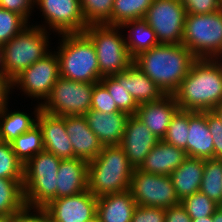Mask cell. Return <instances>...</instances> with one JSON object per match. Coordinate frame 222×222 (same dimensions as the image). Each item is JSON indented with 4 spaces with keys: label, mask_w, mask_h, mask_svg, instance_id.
<instances>
[{
    "label": "cell",
    "mask_w": 222,
    "mask_h": 222,
    "mask_svg": "<svg viewBox=\"0 0 222 222\" xmlns=\"http://www.w3.org/2000/svg\"><path fill=\"white\" fill-rule=\"evenodd\" d=\"M129 191L139 206L170 208L180 204L170 175L151 174L134 169Z\"/></svg>",
    "instance_id": "30bf717a"
},
{
    "label": "cell",
    "mask_w": 222,
    "mask_h": 222,
    "mask_svg": "<svg viewBox=\"0 0 222 222\" xmlns=\"http://www.w3.org/2000/svg\"><path fill=\"white\" fill-rule=\"evenodd\" d=\"M185 17L186 9L180 0H154L143 19L159 43L182 44Z\"/></svg>",
    "instance_id": "8fae6325"
},
{
    "label": "cell",
    "mask_w": 222,
    "mask_h": 222,
    "mask_svg": "<svg viewBox=\"0 0 222 222\" xmlns=\"http://www.w3.org/2000/svg\"><path fill=\"white\" fill-rule=\"evenodd\" d=\"M179 110L173 94H166L160 100L144 103L138 106L135 116L159 140L167 133L172 117Z\"/></svg>",
    "instance_id": "e0dca14e"
},
{
    "label": "cell",
    "mask_w": 222,
    "mask_h": 222,
    "mask_svg": "<svg viewBox=\"0 0 222 222\" xmlns=\"http://www.w3.org/2000/svg\"><path fill=\"white\" fill-rule=\"evenodd\" d=\"M196 60L182 44L160 43L135 57L133 64L165 94H173Z\"/></svg>",
    "instance_id": "7a4b0ae2"
},
{
    "label": "cell",
    "mask_w": 222,
    "mask_h": 222,
    "mask_svg": "<svg viewBox=\"0 0 222 222\" xmlns=\"http://www.w3.org/2000/svg\"><path fill=\"white\" fill-rule=\"evenodd\" d=\"M186 9V14H209L222 9L219 0H180Z\"/></svg>",
    "instance_id": "60d3db41"
},
{
    "label": "cell",
    "mask_w": 222,
    "mask_h": 222,
    "mask_svg": "<svg viewBox=\"0 0 222 222\" xmlns=\"http://www.w3.org/2000/svg\"><path fill=\"white\" fill-rule=\"evenodd\" d=\"M206 120L213 137V158L222 159V122L213 111H206Z\"/></svg>",
    "instance_id": "f35d334b"
},
{
    "label": "cell",
    "mask_w": 222,
    "mask_h": 222,
    "mask_svg": "<svg viewBox=\"0 0 222 222\" xmlns=\"http://www.w3.org/2000/svg\"><path fill=\"white\" fill-rule=\"evenodd\" d=\"M0 222H12V215L0 216Z\"/></svg>",
    "instance_id": "f907efd6"
},
{
    "label": "cell",
    "mask_w": 222,
    "mask_h": 222,
    "mask_svg": "<svg viewBox=\"0 0 222 222\" xmlns=\"http://www.w3.org/2000/svg\"><path fill=\"white\" fill-rule=\"evenodd\" d=\"M50 222H86L97 213V197L89 190L54 199L43 207Z\"/></svg>",
    "instance_id": "5bb4252c"
},
{
    "label": "cell",
    "mask_w": 222,
    "mask_h": 222,
    "mask_svg": "<svg viewBox=\"0 0 222 222\" xmlns=\"http://www.w3.org/2000/svg\"><path fill=\"white\" fill-rule=\"evenodd\" d=\"M48 30L62 34L83 33L88 26L82 14L80 0H35ZM39 6V7H38Z\"/></svg>",
    "instance_id": "4fadbf2b"
},
{
    "label": "cell",
    "mask_w": 222,
    "mask_h": 222,
    "mask_svg": "<svg viewBox=\"0 0 222 222\" xmlns=\"http://www.w3.org/2000/svg\"><path fill=\"white\" fill-rule=\"evenodd\" d=\"M199 191L222 206V159L204 160V171Z\"/></svg>",
    "instance_id": "f546056e"
},
{
    "label": "cell",
    "mask_w": 222,
    "mask_h": 222,
    "mask_svg": "<svg viewBox=\"0 0 222 222\" xmlns=\"http://www.w3.org/2000/svg\"><path fill=\"white\" fill-rule=\"evenodd\" d=\"M182 45L197 59H222V9L186 14Z\"/></svg>",
    "instance_id": "ba28073f"
},
{
    "label": "cell",
    "mask_w": 222,
    "mask_h": 222,
    "mask_svg": "<svg viewBox=\"0 0 222 222\" xmlns=\"http://www.w3.org/2000/svg\"><path fill=\"white\" fill-rule=\"evenodd\" d=\"M25 206L23 179L0 178V216H9Z\"/></svg>",
    "instance_id": "83f0119b"
},
{
    "label": "cell",
    "mask_w": 222,
    "mask_h": 222,
    "mask_svg": "<svg viewBox=\"0 0 222 222\" xmlns=\"http://www.w3.org/2000/svg\"><path fill=\"white\" fill-rule=\"evenodd\" d=\"M191 217L180 204L165 209V222H191Z\"/></svg>",
    "instance_id": "ee69618b"
},
{
    "label": "cell",
    "mask_w": 222,
    "mask_h": 222,
    "mask_svg": "<svg viewBox=\"0 0 222 222\" xmlns=\"http://www.w3.org/2000/svg\"><path fill=\"white\" fill-rule=\"evenodd\" d=\"M12 82L8 77H0V110L7 104L10 90H12Z\"/></svg>",
    "instance_id": "f6af8a7d"
},
{
    "label": "cell",
    "mask_w": 222,
    "mask_h": 222,
    "mask_svg": "<svg viewBox=\"0 0 222 222\" xmlns=\"http://www.w3.org/2000/svg\"><path fill=\"white\" fill-rule=\"evenodd\" d=\"M187 157L183 149L160 140L146 156L140 170L158 175H170Z\"/></svg>",
    "instance_id": "7402d4cb"
},
{
    "label": "cell",
    "mask_w": 222,
    "mask_h": 222,
    "mask_svg": "<svg viewBox=\"0 0 222 222\" xmlns=\"http://www.w3.org/2000/svg\"><path fill=\"white\" fill-rule=\"evenodd\" d=\"M189 111L178 110L172 117L164 142L183 149L186 153L187 136L189 135Z\"/></svg>",
    "instance_id": "836d02e7"
},
{
    "label": "cell",
    "mask_w": 222,
    "mask_h": 222,
    "mask_svg": "<svg viewBox=\"0 0 222 222\" xmlns=\"http://www.w3.org/2000/svg\"><path fill=\"white\" fill-rule=\"evenodd\" d=\"M113 97L117 108L129 115H135L138 104L134 98L127 92L125 87V71L113 76L102 77L99 81Z\"/></svg>",
    "instance_id": "f1b7e54d"
},
{
    "label": "cell",
    "mask_w": 222,
    "mask_h": 222,
    "mask_svg": "<svg viewBox=\"0 0 222 222\" xmlns=\"http://www.w3.org/2000/svg\"><path fill=\"white\" fill-rule=\"evenodd\" d=\"M191 222H213V215L206 216V217H201V218H198V219H192Z\"/></svg>",
    "instance_id": "681fc988"
},
{
    "label": "cell",
    "mask_w": 222,
    "mask_h": 222,
    "mask_svg": "<svg viewBox=\"0 0 222 222\" xmlns=\"http://www.w3.org/2000/svg\"><path fill=\"white\" fill-rule=\"evenodd\" d=\"M114 0H80L82 14L87 25H111Z\"/></svg>",
    "instance_id": "d6a6232c"
},
{
    "label": "cell",
    "mask_w": 222,
    "mask_h": 222,
    "mask_svg": "<svg viewBox=\"0 0 222 222\" xmlns=\"http://www.w3.org/2000/svg\"><path fill=\"white\" fill-rule=\"evenodd\" d=\"M173 95L180 110L212 111L222 102V59H197Z\"/></svg>",
    "instance_id": "6da1fadb"
},
{
    "label": "cell",
    "mask_w": 222,
    "mask_h": 222,
    "mask_svg": "<svg viewBox=\"0 0 222 222\" xmlns=\"http://www.w3.org/2000/svg\"><path fill=\"white\" fill-rule=\"evenodd\" d=\"M160 140L150 132L135 115H130L119 146L125 152L131 166L136 169Z\"/></svg>",
    "instance_id": "9a60e30c"
},
{
    "label": "cell",
    "mask_w": 222,
    "mask_h": 222,
    "mask_svg": "<svg viewBox=\"0 0 222 222\" xmlns=\"http://www.w3.org/2000/svg\"><path fill=\"white\" fill-rule=\"evenodd\" d=\"M34 108V118L21 111L8 110V103L0 110V141L11 143L19 135L29 131L37 125V118L41 111V104ZM32 117V118H31Z\"/></svg>",
    "instance_id": "d4e9b609"
},
{
    "label": "cell",
    "mask_w": 222,
    "mask_h": 222,
    "mask_svg": "<svg viewBox=\"0 0 222 222\" xmlns=\"http://www.w3.org/2000/svg\"><path fill=\"white\" fill-rule=\"evenodd\" d=\"M65 127L76 158L90 162L102 151L104 145L89 128L84 115L65 116Z\"/></svg>",
    "instance_id": "ac0fdd59"
},
{
    "label": "cell",
    "mask_w": 222,
    "mask_h": 222,
    "mask_svg": "<svg viewBox=\"0 0 222 222\" xmlns=\"http://www.w3.org/2000/svg\"><path fill=\"white\" fill-rule=\"evenodd\" d=\"M56 50L60 77L85 83L101 80L96 49L84 33L62 34Z\"/></svg>",
    "instance_id": "277c9868"
},
{
    "label": "cell",
    "mask_w": 222,
    "mask_h": 222,
    "mask_svg": "<svg viewBox=\"0 0 222 222\" xmlns=\"http://www.w3.org/2000/svg\"><path fill=\"white\" fill-rule=\"evenodd\" d=\"M125 87L138 106L144 103L160 100L166 95L134 64L125 70Z\"/></svg>",
    "instance_id": "484cf974"
},
{
    "label": "cell",
    "mask_w": 222,
    "mask_h": 222,
    "mask_svg": "<svg viewBox=\"0 0 222 222\" xmlns=\"http://www.w3.org/2000/svg\"><path fill=\"white\" fill-rule=\"evenodd\" d=\"M134 168L119 145L103 146L88 162V190L96 197L129 190Z\"/></svg>",
    "instance_id": "3957f363"
},
{
    "label": "cell",
    "mask_w": 222,
    "mask_h": 222,
    "mask_svg": "<svg viewBox=\"0 0 222 222\" xmlns=\"http://www.w3.org/2000/svg\"><path fill=\"white\" fill-rule=\"evenodd\" d=\"M91 110L100 111L106 114L120 111L117 108L113 97L100 82L94 84Z\"/></svg>",
    "instance_id": "74e56055"
},
{
    "label": "cell",
    "mask_w": 222,
    "mask_h": 222,
    "mask_svg": "<svg viewBox=\"0 0 222 222\" xmlns=\"http://www.w3.org/2000/svg\"><path fill=\"white\" fill-rule=\"evenodd\" d=\"M61 158L43 150L23 168V194L26 206L43 208L56 199L57 171Z\"/></svg>",
    "instance_id": "8992f818"
},
{
    "label": "cell",
    "mask_w": 222,
    "mask_h": 222,
    "mask_svg": "<svg viewBox=\"0 0 222 222\" xmlns=\"http://www.w3.org/2000/svg\"><path fill=\"white\" fill-rule=\"evenodd\" d=\"M120 30V26L92 24L83 31L96 49L101 78L125 71L133 64Z\"/></svg>",
    "instance_id": "52a82bcc"
},
{
    "label": "cell",
    "mask_w": 222,
    "mask_h": 222,
    "mask_svg": "<svg viewBox=\"0 0 222 222\" xmlns=\"http://www.w3.org/2000/svg\"><path fill=\"white\" fill-rule=\"evenodd\" d=\"M12 222H50V220L44 208L25 205L20 211L12 214Z\"/></svg>",
    "instance_id": "b9f144b4"
},
{
    "label": "cell",
    "mask_w": 222,
    "mask_h": 222,
    "mask_svg": "<svg viewBox=\"0 0 222 222\" xmlns=\"http://www.w3.org/2000/svg\"><path fill=\"white\" fill-rule=\"evenodd\" d=\"M60 77L59 60L56 52L51 51L43 59L26 68L12 81V90L17 87L33 99L46 100L52 87Z\"/></svg>",
    "instance_id": "7c38bea8"
},
{
    "label": "cell",
    "mask_w": 222,
    "mask_h": 222,
    "mask_svg": "<svg viewBox=\"0 0 222 222\" xmlns=\"http://www.w3.org/2000/svg\"><path fill=\"white\" fill-rule=\"evenodd\" d=\"M213 222H222V206H219L213 214Z\"/></svg>",
    "instance_id": "7dc6e473"
},
{
    "label": "cell",
    "mask_w": 222,
    "mask_h": 222,
    "mask_svg": "<svg viewBox=\"0 0 222 222\" xmlns=\"http://www.w3.org/2000/svg\"><path fill=\"white\" fill-rule=\"evenodd\" d=\"M131 222H165V208L137 205Z\"/></svg>",
    "instance_id": "ab89813d"
},
{
    "label": "cell",
    "mask_w": 222,
    "mask_h": 222,
    "mask_svg": "<svg viewBox=\"0 0 222 222\" xmlns=\"http://www.w3.org/2000/svg\"><path fill=\"white\" fill-rule=\"evenodd\" d=\"M4 53H3V48L2 45H0V77H7L5 72H4Z\"/></svg>",
    "instance_id": "bcb514c9"
},
{
    "label": "cell",
    "mask_w": 222,
    "mask_h": 222,
    "mask_svg": "<svg viewBox=\"0 0 222 222\" xmlns=\"http://www.w3.org/2000/svg\"><path fill=\"white\" fill-rule=\"evenodd\" d=\"M11 146L16 157L25 164L28 160L44 150L41 129L38 125H35L32 129L19 135L12 141Z\"/></svg>",
    "instance_id": "1f68e13d"
},
{
    "label": "cell",
    "mask_w": 222,
    "mask_h": 222,
    "mask_svg": "<svg viewBox=\"0 0 222 222\" xmlns=\"http://www.w3.org/2000/svg\"><path fill=\"white\" fill-rule=\"evenodd\" d=\"M29 23L23 16L16 12L0 7V45H4L14 36L21 33Z\"/></svg>",
    "instance_id": "d590c367"
},
{
    "label": "cell",
    "mask_w": 222,
    "mask_h": 222,
    "mask_svg": "<svg viewBox=\"0 0 222 222\" xmlns=\"http://www.w3.org/2000/svg\"><path fill=\"white\" fill-rule=\"evenodd\" d=\"M94 84L59 77L48 98L40 103L41 110L57 116L85 115L91 110Z\"/></svg>",
    "instance_id": "9c48e42d"
},
{
    "label": "cell",
    "mask_w": 222,
    "mask_h": 222,
    "mask_svg": "<svg viewBox=\"0 0 222 222\" xmlns=\"http://www.w3.org/2000/svg\"><path fill=\"white\" fill-rule=\"evenodd\" d=\"M188 133L186 155L204 160L213 158V137L208 128L206 112L189 111Z\"/></svg>",
    "instance_id": "44dd1931"
},
{
    "label": "cell",
    "mask_w": 222,
    "mask_h": 222,
    "mask_svg": "<svg viewBox=\"0 0 222 222\" xmlns=\"http://www.w3.org/2000/svg\"><path fill=\"white\" fill-rule=\"evenodd\" d=\"M0 7L16 12L28 21L35 8V0H0Z\"/></svg>",
    "instance_id": "7bdbcfd3"
},
{
    "label": "cell",
    "mask_w": 222,
    "mask_h": 222,
    "mask_svg": "<svg viewBox=\"0 0 222 222\" xmlns=\"http://www.w3.org/2000/svg\"><path fill=\"white\" fill-rule=\"evenodd\" d=\"M24 164L16 157L11 143L0 141V178L23 179Z\"/></svg>",
    "instance_id": "8d00e7d4"
},
{
    "label": "cell",
    "mask_w": 222,
    "mask_h": 222,
    "mask_svg": "<svg viewBox=\"0 0 222 222\" xmlns=\"http://www.w3.org/2000/svg\"><path fill=\"white\" fill-rule=\"evenodd\" d=\"M86 222H101L98 216H94L91 219L87 220Z\"/></svg>",
    "instance_id": "816d5d0a"
},
{
    "label": "cell",
    "mask_w": 222,
    "mask_h": 222,
    "mask_svg": "<svg viewBox=\"0 0 222 222\" xmlns=\"http://www.w3.org/2000/svg\"><path fill=\"white\" fill-rule=\"evenodd\" d=\"M154 0H114L111 13V26L143 19Z\"/></svg>",
    "instance_id": "4dcf8cb0"
},
{
    "label": "cell",
    "mask_w": 222,
    "mask_h": 222,
    "mask_svg": "<svg viewBox=\"0 0 222 222\" xmlns=\"http://www.w3.org/2000/svg\"><path fill=\"white\" fill-rule=\"evenodd\" d=\"M37 125L41 129L44 150L61 159L75 158L74 150L65 127V116L40 111Z\"/></svg>",
    "instance_id": "2e32d148"
},
{
    "label": "cell",
    "mask_w": 222,
    "mask_h": 222,
    "mask_svg": "<svg viewBox=\"0 0 222 222\" xmlns=\"http://www.w3.org/2000/svg\"><path fill=\"white\" fill-rule=\"evenodd\" d=\"M222 122V102L212 110Z\"/></svg>",
    "instance_id": "c3c4849f"
},
{
    "label": "cell",
    "mask_w": 222,
    "mask_h": 222,
    "mask_svg": "<svg viewBox=\"0 0 222 222\" xmlns=\"http://www.w3.org/2000/svg\"><path fill=\"white\" fill-rule=\"evenodd\" d=\"M180 203L185 208L191 219L211 216L219 207L218 204L200 191L186 196L180 201Z\"/></svg>",
    "instance_id": "e575fe53"
},
{
    "label": "cell",
    "mask_w": 222,
    "mask_h": 222,
    "mask_svg": "<svg viewBox=\"0 0 222 222\" xmlns=\"http://www.w3.org/2000/svg\"><path fill=\"white\" fill-rule=\"evenodd\" d=\"M120 28L129 29L127 30L129 32L127 37H125V43L133 59L142 52L148 51L152 47L160 44L156 33L144 19L125 22Z\"/></svg>",
    "instance_id": "4316f807"
},
{
    "label": "cell",
    "mask_w": 222,
    "mask_h": 222,
    "mask_svg": "<svg viewBox=\"0 0 222 222\" xmlns=\"http://www.w3.org/2000/svg\"><path fill=\"white\" fill-rule=\"evenodd\" d=\"M56 185V199L88 190V162L76 157L62 159Z\"/></svg>",
    "instance_id": "ffe728a7"
},
{
    "label": "cell",
    "mask_w": 222,
    "mask_h": 222,
    "mask_svg": "<svg viewBox=\"0 0 222 222\" xmlns=\"http://www.w3.org/2000/svg\"><path fill=\"white\" fill-rule=\"evenodd\" d=\"M43 25V26H42ZM29 25L21 33L5 43L4 72L12 82L26 68L50 53L49 32L47 26Z\"/></svg>",
    "instance_id": "5b68a950"
},
{
    "label": "cell",
    "mask_w": 222,
    "mask_h": 222,
    "mask_svg": "<svg viewBox=\"0 0 222 222\" xmlns=\"http://www.w3.org/2000/svg\"><path fill=\"white\" fill-rule=\"evenodd\" d=\"M204 171V159L186 157L171 174L176 195L181 201L186 196L199 192Z\"/></svg>",
    "instance_id": "cb8c5ba5"
},
{
    "label": "cell",
    "mask_w": 222,
    "mask_h": 222,
    "mask_svg": "<svg viewBox=\"0 0 222 222\" xmlns=\"http://www.w3.org/2000/svg\"><path fill=\"white\" fill-rule=\"evenodd\" d=\"M136 206L129 190L107 194L97 197L96 215L101 222H131Z\"/></svg>",
    "instance_id": "603a6c76"
},
{
    "label": "cell",
    "mask_w": 222,
    "mask_h": 222,
    "mask_svg": "<svg viewBox=\"0 0 222 222\" xmlns=\"http://www.w3.org/2000/svg\"><path fill=\"white\" fill-rule=\"evenodd\" d=\"M129 116L123 111L106 114L96 110H89L84 115L89 128L104 146L121 143Z\"/></svg>",
    "instance_id": "d6986e66"
}]
</instances>
